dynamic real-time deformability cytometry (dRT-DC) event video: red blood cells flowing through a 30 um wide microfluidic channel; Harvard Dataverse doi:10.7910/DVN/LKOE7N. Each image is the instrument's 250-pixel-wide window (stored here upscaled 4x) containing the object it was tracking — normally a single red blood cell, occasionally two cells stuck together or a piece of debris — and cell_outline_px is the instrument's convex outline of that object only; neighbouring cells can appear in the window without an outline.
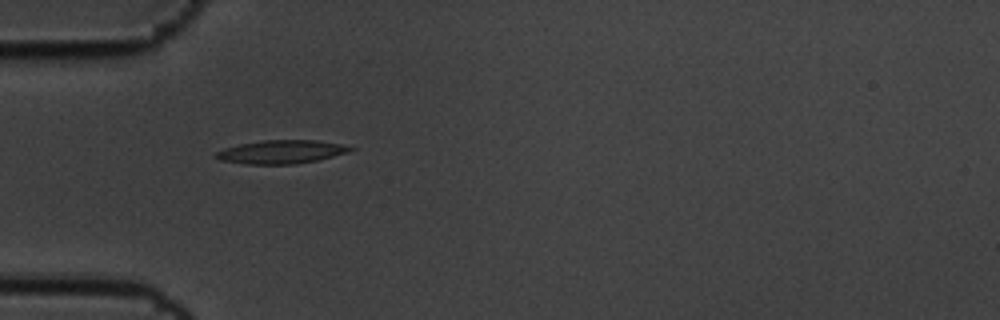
{"species": "common noctule bat (a hibernating species)", "species_latin": "Nyctalus noctula", "temperature_condition": "cold", "stored_images_in_passage": 2, "camera_frame_rate_fps": 3000, "um_per_image_px": 0.085, "animal": {"sex": "male", "body_mass_g": 19.5, "forearm_length_mm": 54.6}, "frame": {"image": 1, "passage_image": 1, "time_ms": 0.0, "image_size_px": [1000, 320], "cell_outline_px": [[356, 148], [348, 152], [316, 160], [296, 164], [248, 164], [220, 160], [216, 156], [216, 152], [224, 148], [240, 144], [264, 140], [316, 140], [340, 144]], "centroid_in_image_um": [23.91, 12.9], "position_along_channel_um": 61.1, "area_um2": 18.09}}
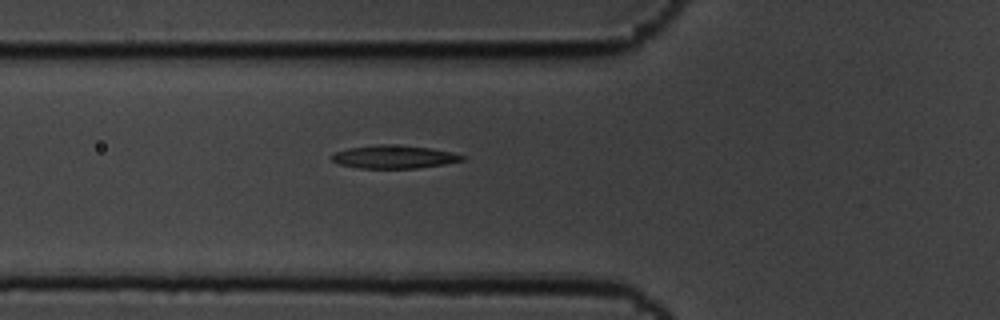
{"frame": {"image": 2, "passage_image": 2, "time_ms": 0.333, "image_size_px": [1000, 320], "cell_outline_px": [[464, 160], [444, 164], [416, 168], [360, 168], [340, 164], [332, 160], [332, 156], [336, 152], [348, 148], [380, 144], [388, 144], [432, 148], [452, 152], [464, 156]], "centroid_in_image_um": [33.51, 13.33], "position_along_channel_um": 92.3, "area_um2": 17.34}}